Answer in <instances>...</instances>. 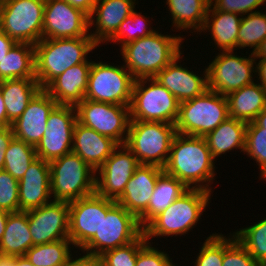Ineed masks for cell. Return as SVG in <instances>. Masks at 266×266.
I'll return each mask as SVG.
<instances>
[{
	"label": "cell",
	"instance_id": "1",
	"mask_svg": "<svg viewBox=\"0 0 266 266\" xmlns=\"http://www.w3.org/2000/svg\"><path fill=\"white\" fill-rule=\"evenodd\" d=\"M214 161L204 137L176 133L163 170L188 188L212 192L209 185L216 177Z\"/></svg>",
	"mask_w": 266,
	"mask_h": 266
},
{
	"label": "cell",
	"instance_id": "2",
	"mask_svg": "<svg viewBox=\"0 0 266 266\" xmlns=\"http://www.w3.org/2000/svg\"><path fill=\"white\" fill-rule=\"evenodd\" d=\"M184 37L153 34L123 45L120 49L123 65L133 78H154L181 52ZM182 46V47H181Z\"/></svg>",
	"mask_w": 266,
	"mask_h": 266
},
{
	"label": "cell",
	"instance_id": "3",
	"mask_svg": "<svg viewBox=\"0 0 266 266\" xmlns=\"http://www.w3.org/2000/svg\"><path fill=\"white\" fill-rule=\"evenodd\" d=\"M98 45L92 37L41 39L34 45L35 74L41 89L72 66L85 62Z\"/></svg>",
	"mask_w": 266,
	"mask_h": 266
},
{
	"label": "cell",
	"instance_id": "4",
	"mask_svg": "<svg viewBox=\"0 0 266 266\" xmlns=\"http://www.w3.org/2000/svg\"><path fill=\"white\" fill-rule=\"evenodd\" d=\"M211 193L204 189L189 188L143 229L146 240L149 242L154 236L177 237L188 234L208 207Z\"/></svg>",
	"mask_w": 266,
	"mask_h": 266
},
{
	"label": "cell",
	"instance_id": "5",
	"mask_svg": "<svg viewBox=\"0 0 266 266\" xmlns=\"http://www.w3.org/2000/svg\"><path fill=\"white\" fill-rule=\"evenodd\" d=\"M228 117L226 96L207 89L202 95L179 103L176 132L205 137Z\"/></svg>",
	"mask_w": 266,
	"mask_h": 266
},
{
	"label": "cell",
	"instance_id": "6",
	"mask_svg": "<svg viewBox=\"0 0 266 266\" xmlns=\"http://www.w3.org/2000/svg\"><path fill=\"white\" fill-rule=\"evenodd\" d=\"M175 124L150 121H130L125 146L140 165L164 168L176 134Z\"/></svg>",
	"mask_w": 266,
	"mask_h": 266
},
{
	"label": "cell",
	"instance_id": "7",
	"mask_svg": "<svg viewBox=\"0 0 266 266\" xmlns=\"http://www.w3.org/2000/svg\"><path fill=\"white\" fill-rule=\"evenodd\" d=\"M49 165L53 201L71 202L95 193L96 171L77 154L70 152Z\"/></svg>",
	"mask_w": 266,
	"mask_h": 266
},
{
	"label": "cell",
	"instance_id": "8",
	"mask_svg": "<svg viewBox=\"0 0 266 266\" xmlns=\"http://www.w3.org/2000/svg\"><path fill=\"white\" fill-rule=\"evenodd\" d=\"M178 110L179 102L176 97L155 78L134 80L130 121L175 124Z\"/></svg>",
	"mask_w": 266,
	"mask_h": 266
},
{
	"label": "cell",
	"instance_id": "9",
	"mask_svg": "<svg viewBox=\"0 0 266 266\" xmlns=\"http://www.w3.org/2000/svg\"><path fill=\"white\" fill-rule=\"evenodd\" d=\"M46 0H0V29L16 43L42 39Z\"/></svg>",
	"mask_w": 266,
	"mask_h": 266
},
{
	"label": "cell",
	"instance_id": "10",
	"mask_svg": "<svg viewBox=\"0 0 266 266\" xmlns=\"http://www.w3.org/2000/svg\"><path fill=\"white\" fill-rule=\"evenodd\" d=\"M142 233L138 219L116 202L107 214H102L99 231L81 250L83 253L100 256L110 249L130 244Z\"/></svg>",
	"mask_w": 266,
	"mask_h": 266
},
{
	"label": "cell",
	"instance_id": "11",
	"mask_svg": "<svg viewBox=\"0 0 266 266\" xmlns=\"http://www.w3.org/2000/svg\"><path fill=\"white\" fill-rule=\"evenodd\" d=\"M134 80L123 64L92 61L84 99L130 106Z\"/></svg>",
	"mask_w": 266,
	"mask_h": 266
},
{
	"label": "cell",
	"instance_id": "12",
	"mask_svg": "<svg viewBox=\"0 0 266 266\" xmlns=\"http://www.w3.org/2000/svg\"><path fill=\"white\" fill-rule=\"evenodd\" d=\"M247 56L235 55L234 50L222 51L209 63L207 68L208 89L227 96L228 94L252 84L256 74L254 53Z\"/></svg>",
	"mask_w": 266,
	"mask_h": 266
},
{
	"label": "cell",
	"instance_id": "13",
	"mask_svg": "<svg viewBox=\"0 0 266 266\" xmlns=\"http://www.w3.org/2000/svg\"><path fill=\"white\" fill-rule=\"evenodd\" d=\"M77 121L124 145L130 124V106L83 99L76 106Z\"/></svg>",
	"mask_w": 266,
	"mask_h": 266
},
{
	"label": "cell",
	"instance_id": "14",
	"mask_svg": "<svg viewBox=\"0 0 266 266\" xmlns=\"http://www.w3.org/2000/svg\"><path fill=\"white\" fill-rule=\"evenodd\" d=\"M77 122L75 106L57 104L50 112L47 127L36 148V155L51 162L72 152L73 130Z\"/></svg>",
	"mask_w": 266,
	"mask_h": 266
},
{
	"label": "cell",
	"instance_id": "15",
	"mask_svg": "<svg viewBox=\"0 0 266 266\" xmlns=\"http://www.w3.org/2000/svg\"><path fill=\"white\" fill-rule=\"evenodd\" d=\"M115 203L96 193L69 202V239L75 249L80 250L99 231L102 214Z\"/></svg>",
	"mask_w": 266,
	"mask_h": 266
},
{
	"label": "cell",
	"instance_id": "16",
	"mask_svg": "<svg viewBox=\"0 0 266 266\" xmlns=\"http://www.w3.org/2000/svg\"><path fill=\"white\" fill-rule=\"evenodd\" d=\"M139 166L133 153L125 145H119L96 170L95 193L116 201Z\"/></svg>",
	"mask_w": 266,
	"mask_h": 266
},
{
	"label": "cell",
	"instance_id": "17",
	"mask_svg": "<svg viewBox=\"0 0 266 266\" xmlns=\"http://www.w3.org/2000/svg\"><path fill=\"white\" fill-rule=\"evenodd\" d=\"M89 29V16L82 10L65 0L45 1L42 39L91 37Z\"/></svg>",
	"mask_w": 266,
	"mask_h": 266
},
{
	"label": "cell",
	"instance_id": "18",
	"mask_svg": "<svg viewBox=\"0 0 266 266\" xmlns=\"http://www.w3.org/2000/svg\"><path fill=\"white\" fill-rule=\"evenodd\" d=\"M26 212L33 246L69 239V202L52 200Z\"/></svg>",
	"mask_w": 266,
	"mask_h": 266
},
{
	"label": "cell",
	"instance_id": "19",
	"mask_svg": "<svg viewBox=\"0 0 266 266\" xmlns=\"http://www.w3.org/2000/svg\"><path fill=\"white\" fill-rule=\"evenodd\" d=\"M56 105L57 102L40 89L21 116L11 124L14 137L36 147L46 130L48 116Z\"/></svg>",
	"mask_w": 266,
	"mask_h": 266
},
{
	"label": "cell",
	"instance_id": "20",
	"mask_svg": "<svg viewBox=\"0 0 266 266\" xmlns=\"http://www.w3.org/2000/svg\"><path fill=\"white\" fill-rule=\"evenodd\" d=\"M182 52L154 78L166 87L179 103L202 95L208 89L207 68L201 76L178 64Z\"/></svg>",
	"mask_w": 266,
	"mask_h": 266
},
{
	"label": "cell",
	"instance_id": "21",
	"mask_svg": "<svg viewBox=\"0 0 266 266\" xmlns=\"http://www.w3.org/2000/svg\"><path fill=\"white\" fill-rule=\"evenodd\" d=\"M18 182L19 211L26 212L52 201L50 165L42 158L37 157Z\"/></svg>",
	"mask_w": 266,
	"mask_h": 266
},
{
	"label": "cell",
	"instance_id": "22",
	"mask_svg": "<svg viewBox=\"0 0 266 266\" xmlns=\"http://www.w3.org/2000/svg\"><path fill=\"white\" fill-rule=\"evenodd\" d=\"M136 4V0H96L89 17V28L95 27V31L89 34L98 47L116 33L119 25L135 11Z\"/></svg>",
	"mask_w": 266,
	"mask_h": 266
},
{
	"label": "cell",
	"instance_id": "23",
	"mask_svg": "<svg viewBox=\"0 0 266 266\" xmlns=\"http://www.w3.org/2000/svg\"><path fill=\"white\" fill-rule=\"evenodd\" d=\"M163 171L155 165H140L116 202L139 219L147 211L158 176Z\"/></svg>",
	"mask_w": 266,
	"mask_h": 266
},
{
	"label": "cell",
	"instance_id": "24",
	"mask_svg": "<svg viewBox=\"0 0 266 266\" xmlns=\"http://www.w3.org/2000/svg\"><path fill=\"white\" fill-rule=\"evenodd\" d=\"M119 144L92 128L76 122L73 130L72 152L95 171L109 158Z\"/></svg>",
	"mask_w": 266,
	"mask_h": 266
},
{
	"label": "cell",
	"instance_id": "25",
	"mask_svg": "<svg viewBox=\"0 0 266 266\" xmlns=\"http://www.w3.org/2000/svg\"><path fill=\"white\" fill-rule=\"evenodd\" d=\"M91 60L72 66L54 78L44 90L57 104L76 106L84 97L87 89Z\"/></svg>",
	"mask_w": 266,
	"mask_h": 266
},
{
	"label": "cell",
	"instance_id": "26",
	"mask_svg": "<svg viewBox=\"0 0 266 266\" xmlns=\"http://www.w3.org/2000/svg\"><path fill=\"white\" fill-rule=\"evenodd\" d=\"M211 15V16H210ZM236 13L216 10L209 4L205 24L200 33H211L212 40L218 51H229L238 49V33L242 17ZM208 30V31H207Z\"/></svg>",
	"mask_w": 266,
	"mask_h": 266
},
{
	"label": "cell",
	"instance_id": "27",
	"mask_svg": "<svg viewBox=\"0 0 266 266\" xmlns=\"http://www.w3.org/2000/svg\"><path fill=\"white\" fill-rule=\"evenodd\" d=\"M256 82L245 85L226 96L229 117L249 123L253 122L265 108L266 89L259 81Z\"/></svg>",
	"mask_w": 266,
	"mask_h": 266
},
{
	"label": "cell",
	"instance_id": "28",
	"mask_svg": "<svg viewBox=\"0 0 266 266\" xmlns=\"http://www.w3.org/2000/svg\"><path fill=\"white\" fill-rule=\"evenodd\" d=\"M188 189L183 182L163 171L158 176L147 211L138 219L140 227L144 229Z\"/></svg>",
	"mask_w": 266,
	"mask_h": 266
},
{
	"label": "cell",
	"instance_id": "29",
	"mask_svg": "<svg viewBox=\"0 0 266 266\" xmlns=\"http://www.w3.org/2000/svg\"><path fill=\"white\" fill-rule=\"evenodd\" d=\"M247 123L228 117L217 128L208 133L206 139L212 157L216 159L226 152L240 149L244 153Z\"/></svg>",
	"mask_w": 266,
	"mask_h": 266
},
{
	"label": "cell",
	"instance_id": "30",
	"mask_svg": "<svg viewBox=\"0 0 266 266\" xmlns=\"http://www.w3.org/2000/svg\"><path fill=\"white\" fill-rule=\"evenodd\" d=\"M7 119L12 124L27 108L29 101L41 89L36 79H7L0 81Z\"/></svg>",
	"mask_w": 266,
	"mask_h": 266
},
{
	"label": "cell",
	"instance_id": "31",
	"mask_svg": "<svg viewBox=\"0 0 266 266\" xmlns=\"http://www.w3.org/2000/svg\"><path fill=\"white\" fill-rule=\"evenodd\" d=\"M32 246L27 212L9 213L5 231L0 240V254L24 256Z\"/></svg>",
	"mask_w": 266,
	"mask_h": 266
},
{
	"label": "cell",
	"instance_id": "32",
	"mask_svg": "<svg viewBox=\"0 0 266 266\" xmlns=\"http://www.w3.org/2000/svg\"><path fill=\"white\" fill-rule=\"evenodd\" d=\"M36 79L35 50L29 43H15L0 62V81Z\"/></svg>",
	"mask_w": 266,
	"mask_h": 266
},
{
	"label": "cell",
	"instance_id": "33",
	"mask_svg": "<svg viewBox=\"0 0 266 266\" xmlns=\"http://www.w3.org/2000/svg\"><path fill=\"white\" fill-rule=\"evenodd\" d=\"M172 26L176 30L201 32L205 24L210 0H166Z\"/></svg>",
	"mask_w": 266,
	"mask_h": 266
},
{
	"label": "cell",
	"instance_id": "34",
	"mask_svg": "<svg viewBox=\"0 0 266 266\" xmlns=\"http://www.w3.org/2000/svg\"><path fill=\"white\" fill-rule=\"evenodd\" d=\"M73 248L70 239H61L32 246L24 256L35 266H65L72 256Z\"/></svg>",
	"mask_w": 266,
	"mask_h": 266
},
{
	"label": "cell",
	"instance_id": "35",
	"mask_svg": "<svg viewBox=\"0 0 266 266\" xmlns=\"http://www.w3.org/2000/svg\"><path fill=\"white\" fill-rule=\"evenodd\" d=\"M36 158L35 146L13 137L5 151L4 170L19 181Z\"/></svg>",
	"mask_w": 266,
	"mask_h": 266
},
{
	"label": "cell",
	"instance_id": "36",
	"mask_svg": "<svg viewBox=\"0 0 266 266\" xmlns=\"http://www.w3.org/2000/svg\"><path fill=\"white\" fill-rule=\"evenodd\" d=\"M266 37V13L257 11L244 15L238 33V48L250 47L255 53ZM253 47V48H252Z\"/></svg>",
	"mask_w": 266,
	"mask_h": 266
},
{
	"label": "cell",
	"instance_id": "37",
	"mask_svg": "<svg viewBox=\"0 0 266 266\" xmlns=\"http://www.w3.org/2000/svg\"><path fill=\"white\" fill-rule=\"evenodd\" d=\"M233 234L261 266L266 265V217Z\"/></svg>",
	"mask_w": 266,
	"mask_h": 266
},
{
	"label": "cell",
	"instance_id": "38",
	"mask_svg": "<svg viewBox=\"0 0 266 266\" xmlns=\"http://www.w3.org/2000/svg\"><path fill=\"white\" fill-rule=\"evenodd\" d=\"M148 18L142 15L141 12L138 13L135 10L131 15L126 17L119 25L116 33L107 42L111 41L115 44L119 42L120 47H122L129 42L153 34L156 30L152 29V27H147Z\"/></svg>",
	"mask_w": 266,
	"mask_h": 266
},
{
	"label": "cell",
	"instance_id": "39",
	"mask_svg": "<svg viewBox=\"0 0 266 266\" xmlns=\"http://www.w3.org/2000/svg\"><path fill=\"white\" fill-rule=\"evenodd\" d=\"M254 161L260 169L261 179L266 180V131L254 121L247 123L244 154Z\"/></svg>",
	"mask_w": 266,
	"mask_h": 266
},
{
	"label": "cell",
	"instance_id": "40",
	"mask_svg": "<svg viewBox=\"0 0 266 266\" xmlns=\"http://www.w3.org/2000/svg\"><path fill=\"white\" fill-rule=\"evenodd\" d=\"M142 233L135 241L128 245L105 251L100 255L102 266H135L138 251L147 243Z\"/></svg>",
	"mask_w": 266,
	"mask_h": 266
},
{
	"label": "cell",
	"instance_id": "41",
	"mask_svg": "<svg viewBox=\"0 0 266 266\" xmlns=\"http://www.w3.org/2000/svg\"><path fill=\"white\" fill-rule=\"evenodd\" d=\"M232 235V236H231ZM222 266H261L247 249L231 233L227 238L223 234Z\"/></svg>",
	"mask_w": 266,
	"mask_h": 266
},
{
	"label": "cell",
	"instance_id": "42",
	"mask_svg": "<svg viewBox=\"0 0 266 266\" xmlns=\"http://www.w3.org/2000/svg\"><path fill=\"white\" fill-rule=\"evenodd\" d=\"M194 266H222L223 263V234H210L201 246Z\"/></svg>",
	"mask_w": 266,
	"mask_h": 266
},
{
	"label": "cell",
	"instance_id": "43",
	"mask_svg": "<svg viewBox=\"0 0 266 266\" xmlns=\"http://www.w3.org/2000/svg\"><path fill=\"white\" fill-rule=\"evenodd\" d=\"M0 208L19 212V182L4 169L0 170Z\"/></svg>",
	"mask_w": 266,
	"mask_h": 266
},
{
	"label": "cell",
	"instance_id": "44",
	"mask_svg": "<svg viewBox=\"0 0 266 266\" xmlns=\"http://www.w3.org/2000/svg\"><path fill=\"white\" fill-rule=\"evenodd\" d=\"M135 266H177L166 251H161L147 242L137 254Z\"/></svg>",
	"mask_w": 266,
	"mask_h": 266
},
{
	"label": "cell",
	"instance_id": "45",
	"mask_svg": "<svg viewBox=\"0 0 266 266\" xmlns=\"http://www.w3.org/2000/svg\"><path fill=\"white\" fill-rule=\"evenodd\" d=\"M264 0H210V4L223 12L236 13L241 16L257 12L258 7L264 4ZM255 10V11H254Z\"/></svg>",
	"mask_w": 266,
	"mask_h": 266
},
{
	"label": "cell",
	"instance_id": "46",
	"mask_svg": "<svg viewBox=\"0 0 266 266\" xmlns=\"http://www.w3.org/2000/svg\"><path fill=\"white\" fill-rule=\"evenodd\" d=\"M78 257L71 256L65 266H102L100 256L84 253Z\"/></svg>",
	"mask_w": 266,
	"mask_h": 266
},
{
	"label": "cell",
	"instance_id": "47",
	"mask_svg": "<svg viewBox=\"0 0 266 266\" xmlns=\"http://www.w3.org/2000/svg\"><path fill=\"white\" fill-rule=\"evenodd\" d=\"M13 137L11 126L0 128V170L4 169L5 151Z\"/></svg>",
	"mask_w": 266,
	"mask_h": 266
},
{
	"label": "cell",
	"instance_id": "48",
	"mask_svg": "<svg viewBox=\"0 0 266 266\" xmlns=\"http://www.w3.org/2000/svg\"><path fill=\"white\" fill-rule=\"evenodd\" d=\"M70 5L82 10L89 17L93 11L96 0H65Z\"/></svg>",
	"mask_w": 266,
	"mask_h": 266
},
{
	"label": "cell",
	"instance_id": "49",
	"mask_svg": "<svg viewBox=\"0 0 266 266\" xmlns=\"http://www.w3.org/2000/svg\"><path fill=\"white\" fill-rule=\"evenodd\" d=\"M16 42L0 29V62Z\"/></svg>",
	"mask_w": 266,
	"mask_h": 266
},
{
	"label": "cell",
	"instance_id": "50",
	"mask_svg": "<svg viewBox=\"0 0 266 266\" xmlns=\"http://www.w3.org/2000/svg\"><path fill=\"white\" fill-rule=\"evenodd\" d=\"M256 62V75L257 80L260 81V84L266 89V58H255ZM259 59V60H258Z\"/></svg>",
	"mask_w": 266,
	"mask_h": 266
},
{
	"label": "cell",
	"instance_id": "51",
	"mask_svg": "<svg viewBox=\"0 0 266 266\" xmlns=\"http://www.w3.org/2000/svg\"><path fill=\"white\" fill-rule=\"evenodd\" d=\"M11 126V123L7 119L6 106L0 89V128H6Z\"/></svg>",
	"mask_w": 266,
	"mask_h": 266
},
{
	"label": "cell",
	"instance_id": "52",
	"mask_svg": "<svg viewBox=\"0 0 266 266\" xmlns=\"http://www.w3.org/2000/svg\"><path fill=\"white\" fill-rule=\"evenodd\" d=\"M254 122L261 128L263 131H266V106L265 108L256 116Z\"/></svg>",
	"mask_w": 266,
	"mask_h": 266
},
{
	"label": "cell",
	"instance_id": "53",
	"mask_svg": "<svg viewBox=\"0 0 266 266\" xmlns=\"http://www.w3.org/2000/svg\"><path fill=\"white\" fill-rule=\"evenodd\" d=\"M9 212L0 208V240L4 234Z\"/></svg>",
	"mask_w": 266,
	"mask_h": 266
},
{
	"label": "cell",
	"instance_id": "54",
	"mask_svg": "<svg viewBox=\"0 0 266 266\" xmlns=\"http://www.w3.org/2000/svg\"><path fill=\"white\" fill-rule=\"evenodd\" d=\"M16 256L0 254V266H15Z\"/></svg>",
	"mask_w": 266,
	"mask_h": 266
},
{
	"label": "cell",
	"instance_id": "55",
	"mask_svg": "<svg viewBox=\"0 0 266 266\" xmlns=\"http://www.w3.org/2000/svg\"><path fill=\"white\" fill-rule=\"evenodd\" d=\"M255 58H266V37L262 41L260 47L254 53Z\"/></svg>",
	"mask_w": 266,
	"mask_h": 266
},
{
	"label": "cell",
	"instance_id": "56",
	"mask_svg": "<svg viewBox=\"0 0 266 266\" xmlns=\"http://www.w3.org/2000/svg\"><path fill=\"white\" fill-rule=\"evenodd\" d=\"M15 266H35L25 256H16Z\"/></svg>",
	"mask_w": 266,
	"mask_h": 266
}]
</instances>
